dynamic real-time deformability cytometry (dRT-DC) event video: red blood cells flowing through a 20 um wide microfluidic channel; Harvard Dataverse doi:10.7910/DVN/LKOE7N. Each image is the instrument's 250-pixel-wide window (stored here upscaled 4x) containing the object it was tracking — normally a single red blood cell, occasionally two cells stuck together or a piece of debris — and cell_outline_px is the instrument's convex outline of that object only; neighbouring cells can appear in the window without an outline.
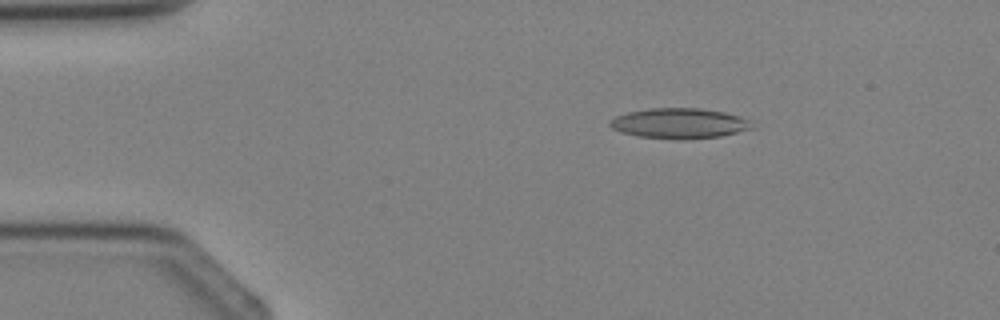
{"species": "Egyptian fruit bat (a non-hibernating species)", "species_latin": "Rousettus aegyptiacus", "temperature_condition": "cold", "stored_images_in_passage": 3, "camera_frame_rate_fps": 3000, "um_per_image_px": 0.085, "animal": {"sex": "female"}, "frame": {"image": 1, "passage_image": 3, "time_ms": 2.333, "image_size_px": [1000, 320], "cell_outline_px": [[756, 128], [720, 136], [636, 136], [620, 132], [612, 128], [608, 124], [608, 120], [616, 116], [628, 112], [648, 108], [700, 108], [724, 112], [740, 116], [748, 120]], "centroid_in_image_um": [57.72, 10.43], "position_along_channel_um": 27.3, "area_um2": 24.1}}